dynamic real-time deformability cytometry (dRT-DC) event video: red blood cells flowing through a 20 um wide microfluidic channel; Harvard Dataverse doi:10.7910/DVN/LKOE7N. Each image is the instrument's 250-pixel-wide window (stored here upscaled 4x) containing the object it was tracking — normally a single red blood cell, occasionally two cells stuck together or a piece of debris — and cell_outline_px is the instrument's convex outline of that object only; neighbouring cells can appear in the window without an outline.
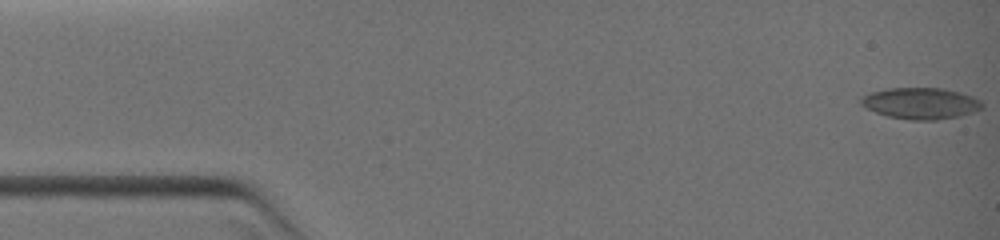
{"species": "common noctule bat (a hibernating species)", "species_latin": "Nyctalus noctula", "temperature_condition": "warm", "stored_images_in_passage": 8, "camera_frame_rate_fps": 3000, "um_per_image_px": 0.085, "animal": {"sex": "female", "body_mass_g": 19.0, "forearm_length_mm": 51.5}, "frame": {"image": 1, "passage_image": 1, "time_ms": 0.0, "image_size_px": [1000, 240], "cell_outline_px": [[984, 104], [980, 108], [972, 112], [960, 116], [936, 120], [912, 120], [888, 116], [876, 112], [860, 104], [860, 100], [864, 96], [872, 92], [888, 88], [940, 88], [972, 96], [980, 100]], "centroid_in_image_um": [78.26, 8.79], "position_along_channel_um": 6.7, "area_um2": 21.79}}